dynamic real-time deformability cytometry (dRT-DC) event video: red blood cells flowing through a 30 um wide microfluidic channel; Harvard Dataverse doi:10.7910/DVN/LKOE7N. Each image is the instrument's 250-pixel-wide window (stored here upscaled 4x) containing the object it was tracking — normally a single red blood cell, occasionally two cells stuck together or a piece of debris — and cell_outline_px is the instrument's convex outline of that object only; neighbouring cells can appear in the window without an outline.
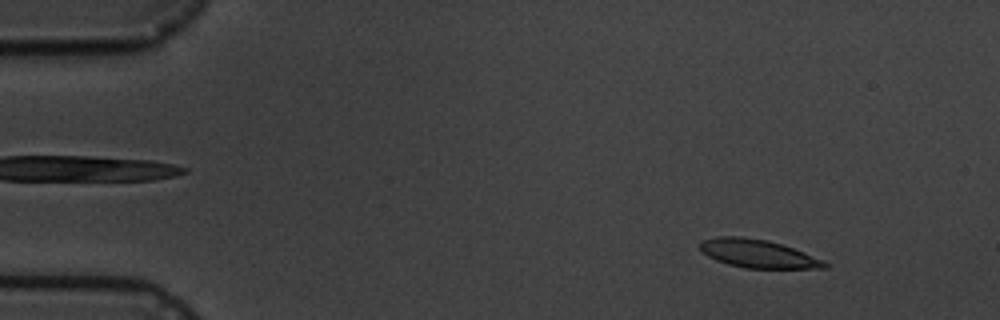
{"species": "common noctule bat (a hibernating species)", "species_latin": "Nyctalus noctula", "temperature_condition": "cold", "stored_images_in_passage": 6, "camera_frame_rate_fps": 3000, "um_per_image_px": 0.085, "animal": {"sex": "male", "body_mass_g": 19.5, "forearm_length_mm": 54.6}, "frame": {"image": 1, "passage_image": 2, "time_ms": 1.0, "image_size_px": [1000, 320], "cell_outline_px": [[828, 268], [744, 268], [728, 264], [716, 260], [708, 256], [700, 248], [700, 240], [716, 236], [744, 236], [768, 240], [804, 252], [824, 260], [828, 264]], "centroid_in_image_um": [64.4, 21.55], "position_along_channel_um": 20.6, "area_um2": 20.52}}
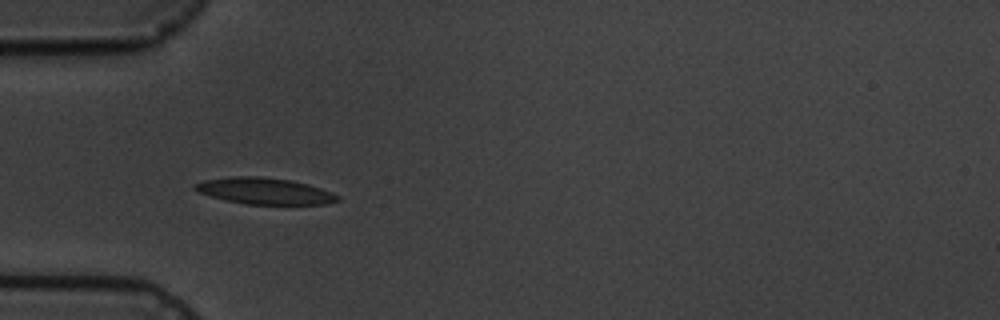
{"frame": {"image": 2, "passage_image": 5, "time_ms": 4.667, "image_size_px": [1000, 320], "cell_outline_px": [[340, 200], [324, 204], [244, 204], [196, 192], [192, 188], [192, 184], [204, 180], [232, 176], [260, 176], [292, 180], [308, 184], [332, 192], [340, 196]], "centroid_in_image_um": [22.47, 16.22], "position_along_channel_um": 62.5, "area_um2": 22.02}}
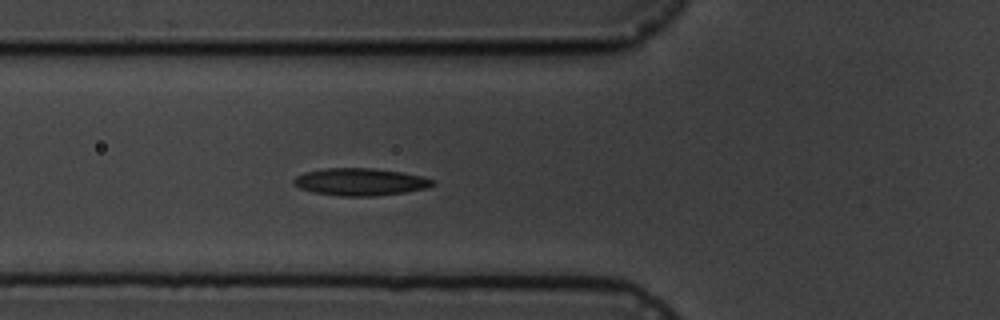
{"frame": {"image": 3, "passage_image": 6, "time_ms": 5.667, "image_size_px": [1000, 320], "cell_outline_px": [[436, 184], [428, 188], [404, 192], [372, 196], [344, 196], [312, 192], [300, 188], [292, 184], [292, 180], [296, 176], [304, 172], [324, 168], [372, 168], [400, 172], [424, 176], [436, 180]], "centroid_in_image_um": [30.63, 15.45], "position_along_channel_um": 95.2, "area_um2": 22.25}}